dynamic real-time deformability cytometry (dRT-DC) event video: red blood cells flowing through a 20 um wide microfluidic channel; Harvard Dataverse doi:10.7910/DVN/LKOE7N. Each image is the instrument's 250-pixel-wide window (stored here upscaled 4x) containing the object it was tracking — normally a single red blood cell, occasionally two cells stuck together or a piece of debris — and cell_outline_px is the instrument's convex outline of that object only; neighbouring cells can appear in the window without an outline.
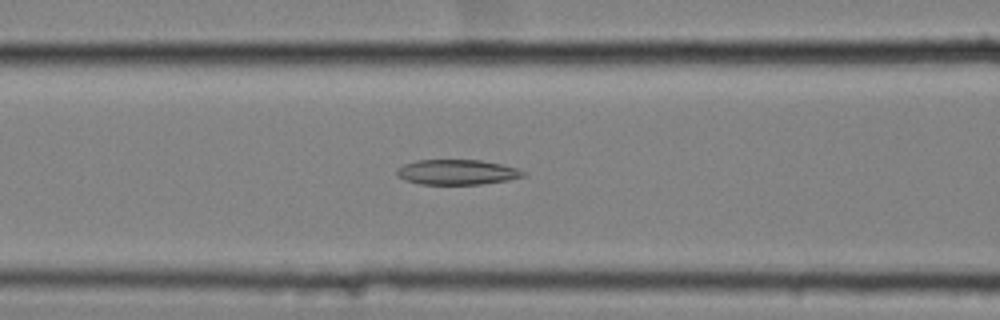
{"species": "common noctule bat (a hibernating species)", "species_latin": "Nyctalus noctula", "temperature_condition": "cold", "stored_images_in_passage": 36, "camera_frame_rate_fps": 3000, "um_per_image_px": 0.085, "animal": {"sex": "female", "body_mass_g": 25.1}, "frame": {"image": 1, "passage_image": 16, "time_ms": 5.0, "image_size_px": [1000, 320], "cell_outline_px": [[524, 176], [508, 180], [480, 184], [420, 184], [404, 180], [396, 176], [396, 168], [404, 164], [416, 160], [480, 160], [500, 164], [516, 168], [524, 172]], "centroid_in_image_um": [38.77, 14.63], "position_along_channel_um": 127.8, "area_um2": 18.44}}
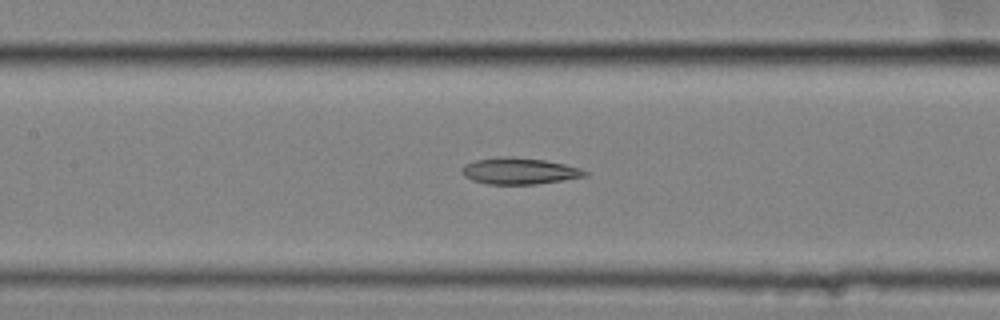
{"frame": {"image": 2, "passage_image": 19, "time_ms": 6.0, "image_size_px": [1000, 320], "cell_outline_px": [[588, 176], [564, 180], [536, 184], [488, 184], [472, 180], [464, 176], [460, 172], [460, 168], [464, 164], [476, 160], [496, 156], [512, 156], [544, 160], [564, 164], [580, 168], [588, 172]], "centroid_in_image_um": [44.11, 14.53], "position_along_channel_um": 163.3, "area_um2": 19.19}}